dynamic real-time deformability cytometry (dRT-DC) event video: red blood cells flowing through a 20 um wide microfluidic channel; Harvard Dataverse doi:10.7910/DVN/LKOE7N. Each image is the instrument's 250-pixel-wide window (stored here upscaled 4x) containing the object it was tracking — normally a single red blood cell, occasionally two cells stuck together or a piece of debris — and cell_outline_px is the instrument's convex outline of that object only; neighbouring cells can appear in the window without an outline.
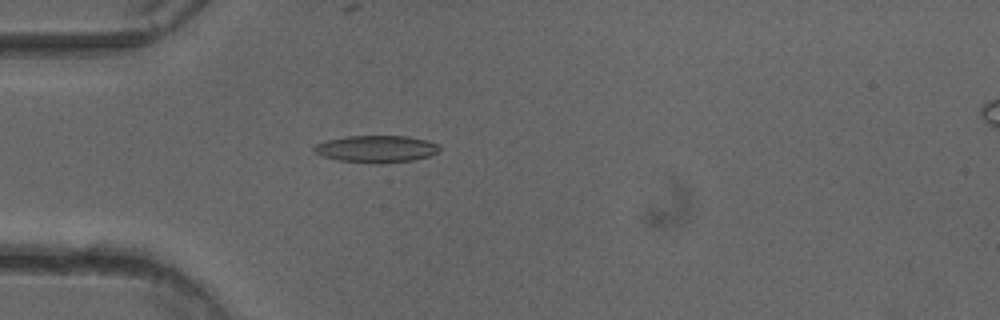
{"species": "common noctule bat (a hibernating species)", "species_latin": "Nyctalus noctula", "temperature_condition": "cold", "stored_images_in_passage": 51, "camera_frame_rate_fps": 3000, "um_per_image_px": 0.085, "animal": {"sex": "female"}, "frame": {"image": 1, "passage_image": 15, "time_ms": 4.667, "image_size_px": [1000, 320], "cell_outline_px": [[440, 152], [428, 156], [412, 160], [380, 164], [372, 164], [336, 160], [324, 156], [316, 152], [312, 148], [316, 144], [328, 140], [348, 136], [408, 136], [440, 144]], "centroid_in_image_um": [32.01, 12.67], "position_along_channel_um": 53.0, "area_um2": 19.83}}
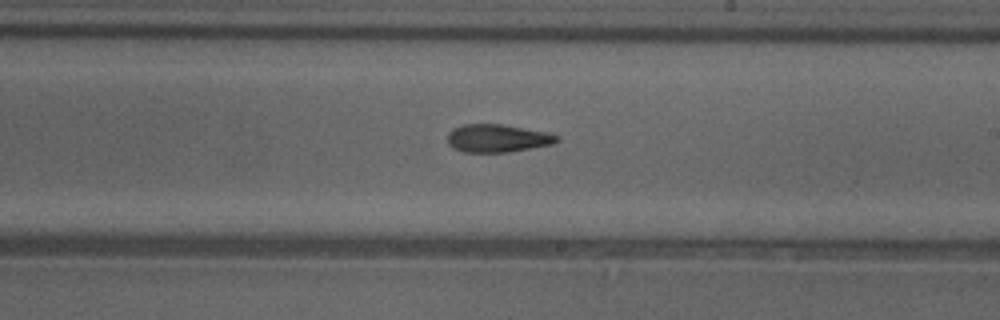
{"frame": {"image": 2, "passage_image": 30, "time_ms": 9.667, "image_size_px": [1000, 320], "cell_outline_px": [[560, 140], [552, 144], [508, 152], [464, 152], [452, 148], [448, 144], [448, 132], [452, 128], [464, 124], [500, 124], [548, 132], [560, 136]], "centroid_in_image_um": [42.27, 11.75], "position_along_channel_um": 246.7, "area_um2": 17.86}}
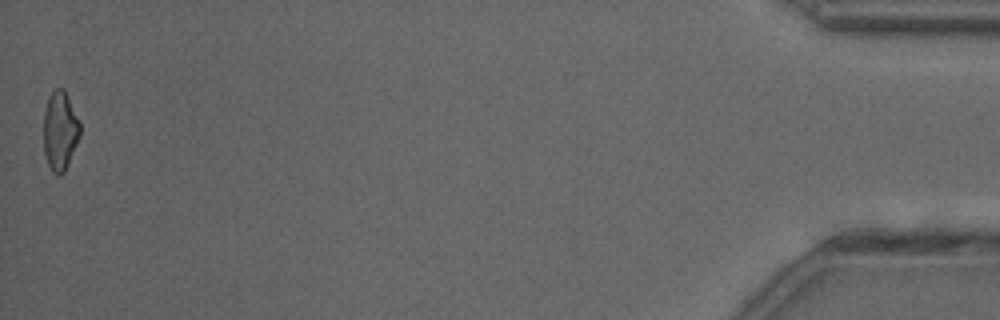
{"frame": {"image": 3, "passage_image": 51, "time_ms": 16.667, "image_size_px": [1000, 320], "cell_outline_px": [[80, 136], [68, 164], [64, 172], [60, 176], [56, 176], [52, 172], [48, 164], [44, 152], [44, 112], [48, 96], [56, 88], [64, 88], [80, 120]], "centroid_in_image_um": [5.11, 11.12], "position_along_channel_um": 430.1, "area_um2": 16.99}, "authors_computed_cell_mechanics": {"area_um2": 18.3226, "velocity_mm_per_s": 4.0452, "shape_relaxation_time_tau1_ms": 9.1498, "shape_relaxation_time_tau2_ms": 5.1837, "deformation_change_tau1": 0.1944, "deformation_change_tau2": 0.1524}}